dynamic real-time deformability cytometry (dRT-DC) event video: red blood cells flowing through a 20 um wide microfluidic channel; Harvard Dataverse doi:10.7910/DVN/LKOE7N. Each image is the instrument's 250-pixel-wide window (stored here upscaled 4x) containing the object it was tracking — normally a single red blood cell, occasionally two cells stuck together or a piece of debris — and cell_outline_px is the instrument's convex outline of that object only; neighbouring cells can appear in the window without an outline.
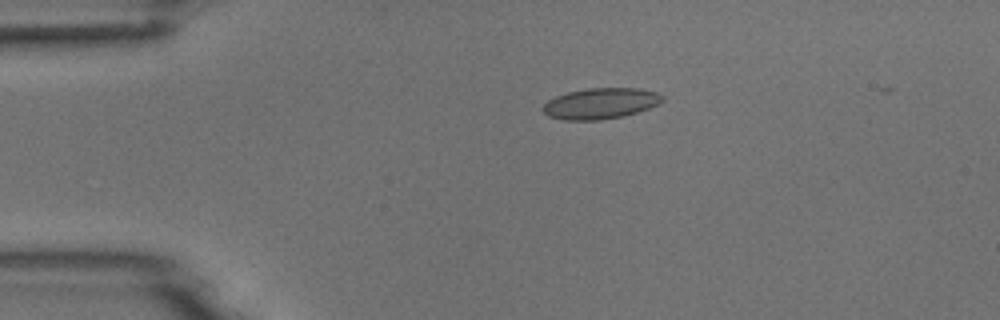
{"species": "common noctule bat (a hibernating species)", "species_latin": "Nyctalus noctula", "temperature_condition": "room temperature", "stored_images_in_passage": 5, "camera_frame_rate_fps": 3000, "um_per_image_px": 0.085, "animal": {"sex": "male", "body_mass_g": 18.8}, "frame": {"image": 1, "passage_image": 3, "time_ms": 3.333, "image_size_px": [1000, 320], "cell_outline_px": [[664, 100], [648, 108], [624, 116], [600, 120], [564, 120], [548, 116], [540, 108], [548, 100], [556, 96], [568, 92], [588, 88], [640, 88], [656, 92], [664, 96]], "centroid_in_image_um": [51.02, 8.79], "position_along_channel_um": 34.0, "area_um2": 21.5}}